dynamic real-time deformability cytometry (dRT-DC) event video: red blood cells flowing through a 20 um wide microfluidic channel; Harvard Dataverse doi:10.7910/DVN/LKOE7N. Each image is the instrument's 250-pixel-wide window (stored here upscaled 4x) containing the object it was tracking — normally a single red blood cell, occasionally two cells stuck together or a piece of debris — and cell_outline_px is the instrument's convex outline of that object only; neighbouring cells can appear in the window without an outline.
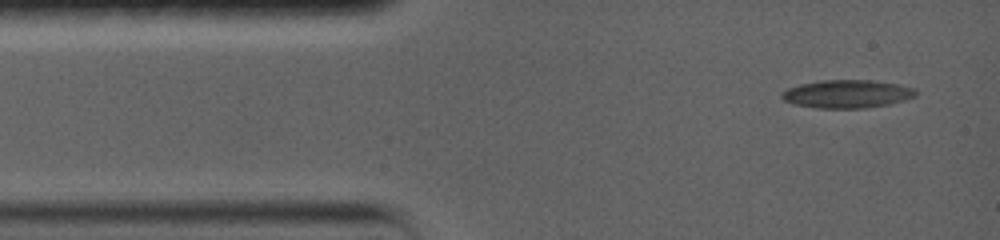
{"species": "common noctule bat (a hibernating species)", "species_latin": "Nyctalus noctula", "temperature_condition": "warm", "stored_images_in_passage": 7, "camera_frame_rate_fps": 5000, "um_per_image_px": 0.085, "animal": {"sex": "female", "body_mass_g": 19.0, "forearm_length_mm": 56.7}, "frame": {"image": 1, "passage_image": 1, "time_ms": 0.0, "image_size_px": [1000, 240], "cell_outline_px": [[916, 96], [904, 100], [888, 104], [864, 108], [816, 108], [792, 104], [784, 100], [780, 96], [780, 92], [788, 88], [800, 84], [820, 80], [872, 80], [896, 84], [916, 88]], "centroid_in_image_um": [71.96, 7.98], "position_along_channel_um": 13.0, "area_um2": 22.02}}
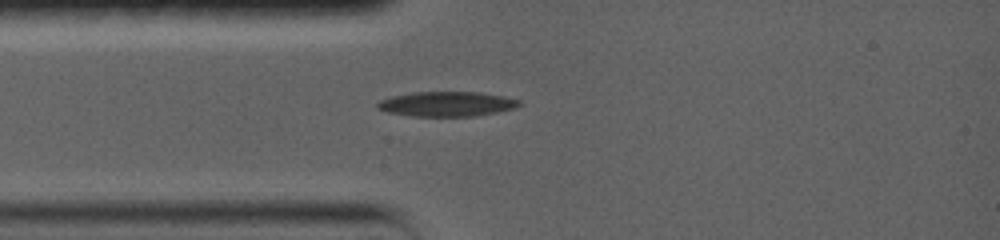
{"frame": {"image": 2, "passage_image": 4, "time_ms": 2.4, "image_size_px": [1000, 240], "cell_outline_px": [[524, 104], [516, 108], [476, 116], [412, 116], [388, 112], [376, 108], [376, 104], [380, 100], [392, 96], [412, 92], [480, 92], [504, 96], [520, 100]], "centroid_in_image_um": [38.01, 8.83], "position_along_channel_um": 47.0, "area_um2": 20.63}}
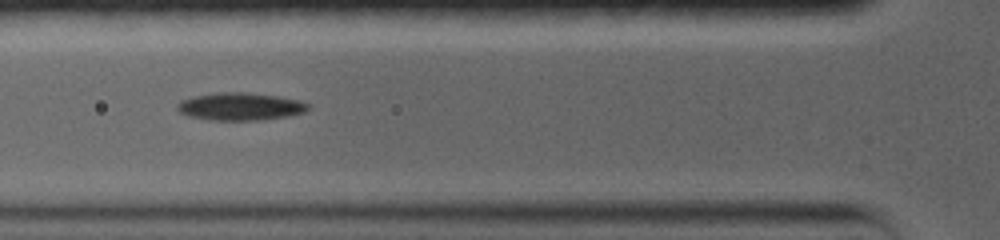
{"frame": {"image": 3, "passage_image": 6, "time_ms": 4.0, "image_size_px": [1000, 240], "cell_outline_px": [[312, 108], [304, 112], [288, 116], [260, 120], [208, 120], [188, 116], [180, 112], [176, 108], [176, 104], [180, 100], [192, 96], [220, 92], [244, 92], [276, 96], [300, 100], [312, 104]], "centroid_in_image_um": [20.43, 9.05], "position_along_channel_um": 105.4, "area_um2": 21.33}}